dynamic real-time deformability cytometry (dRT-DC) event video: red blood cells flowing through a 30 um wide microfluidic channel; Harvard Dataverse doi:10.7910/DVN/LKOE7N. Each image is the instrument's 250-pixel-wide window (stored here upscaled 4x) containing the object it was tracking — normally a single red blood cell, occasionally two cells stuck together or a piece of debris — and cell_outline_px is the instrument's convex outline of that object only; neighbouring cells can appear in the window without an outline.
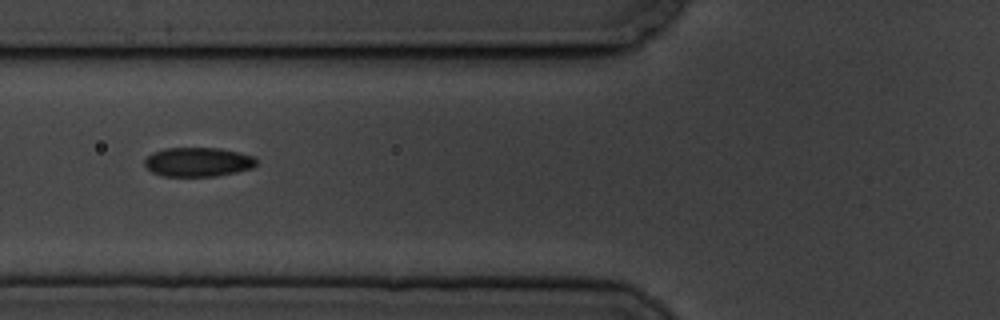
{"species": "common noctule bat (a hibernating species)", "species_latin": "Nyctalus noctula", "temperature_condition": "cold", "stored_images_in_passage": 8, "camera_frame_rate_fps": 3000, "um_per_image_px": 0.085, "animal": {"sex": "male", "body_mass_g": 19.5, "forearm_length_mm": 54.6}, "frame": {"image": 1, "passage_image": 3, "time_ms": 3.0, "image_size_px": [1000, 320], "cell_outline_px": [[256, 164], [252, 168], [236, 172], [216, 176], [164, 176], [152, 172], [144, 164], [144, 160], [152, 152], [164, 148], [220, 148], [240, 152], [252, 156], [256, 160]], "centroid_in_image_um": [16.82, 13.76], "position_along_channel_um": 109.0, "area_um2": 19.02}}
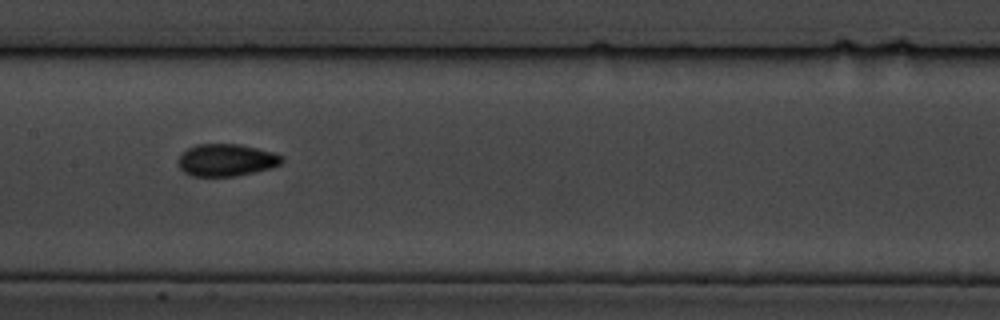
{"frame": {"image": 2, "passage_image": 5, "time_ms": 5.333, "image_size_px": [1000, 320], "cell_outline_px": [[284, 160], [280, 164], [268, 168], [236, 176], [192, 176], [184, 172], [176, 164], [176, 160], [188, 148], [196, 144], [240, 144], [272, 152], [284, 156]], "centroid_in_image_um": [19.2, 13.6], "position_along_channel_um": 188.2, "area_um2": 19.42}}
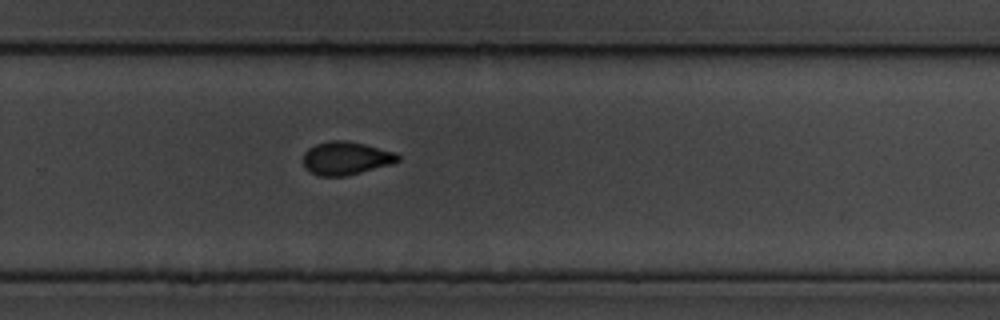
{"frame": {"image": 3, "passage_image": 8, "time_ms": 8.667, "image_size_px": [1000, 320], "cell_outline_px": [[400, 160], [392, 164], [344, 176], [320, 176], [312, 172], [304, 164], [304, 152], [308, 148], [316, 144], [332, 140], [348, 140], [396, 152], [400, 156]], "centroid_in_image_um": [29.44, 13.43], "position_along_channel_um": 300.4, "area_um2": 18.15}}